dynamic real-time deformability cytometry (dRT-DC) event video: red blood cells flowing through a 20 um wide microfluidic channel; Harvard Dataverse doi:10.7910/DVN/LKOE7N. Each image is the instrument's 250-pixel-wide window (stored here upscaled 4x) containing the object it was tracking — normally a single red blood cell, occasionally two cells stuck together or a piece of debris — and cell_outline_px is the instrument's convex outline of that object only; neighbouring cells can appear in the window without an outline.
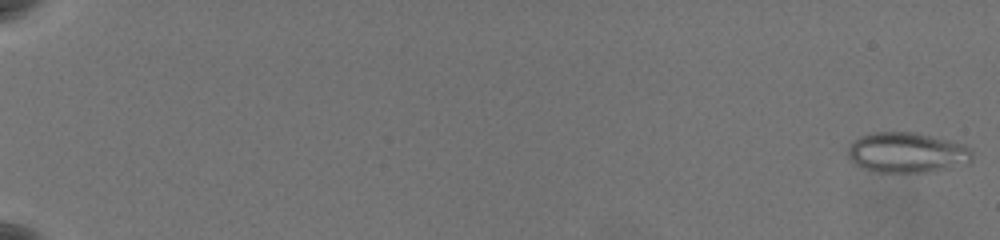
{"species": "common noctule bat (a hibernating species)", "species_latin": "Nyctalus noctula", "temperature_condition": "warm", "stored_images_in_passage": 62, "camera_frame_rate_fps": 3000, "um_per_image_px": 0.085, "animal": {"sex": "female", "body_mass_g": 19.5, "forearm_length_mm": 54.1}, "frame": {"image": 1, "passage_image": 1, "time_ms": 0.0, "image_size_px": [1000, 240], "cell_outline_px": [[972, 160], [968, 164], [928, 172], [876, 172], [852, 164], [848, 160], [848, 148], [860, 136], [872, 132], [916, 132], [964, 144], [972, 148]], "centroid_in_image_um": [77.1, 12.97], "position_along_channel_um": 7.9, "area_um2": 29.48}}
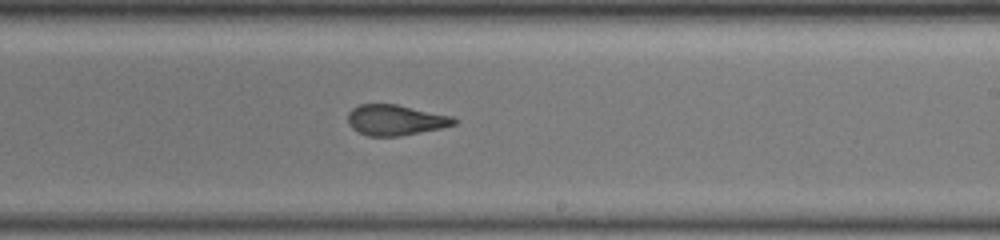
{"frame": {"image": 2, "passage_image": 41, "time_ms": 13.333, "image_size_px": [1000, 240], "cell_outline_px": [[460, 120], [456, 124], [440, 128], [400, 136], [368, 136], [352, 128], [348, 124], [348, 112], [352, 108], [360, 104], [396, 104], [452, 116]], "centroid_in_image_um": [33.62, 10.2], "position_along_channel_um": 255.4, "area_um2": 18.9}}
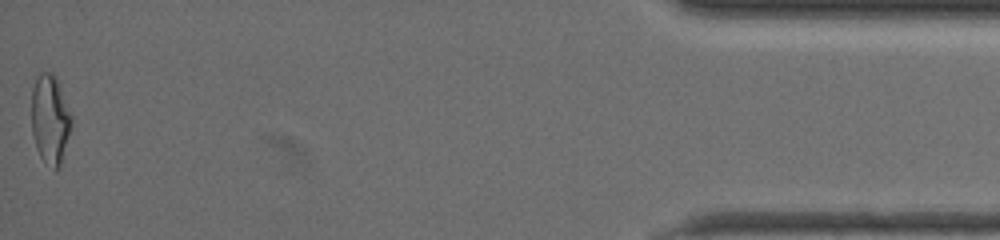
{"frame": {"image": 3, "passage_image": 62, "time_ms": 20.333, "image_size_px": [1000, 240], "cell_outline_px": [[72, 124], [60, 168], [56, 172], [40, 156], [36, 148], [32, 132], [32, 88], [36, 76], [40, 72], [52, 72], [56, 76], [72, 116]], "centroid_in_image_um": [4.27, 10.13], "position_along_channel_um": 430.9, "area_um2": 20.98}, "authors_computed_cell_mechanics": {"area_um2": 20.3745, "velocity_mm_per_s": 3.5989, "shape_relaxation_time_tau1_ms": null, "shape_relaxation_time_tau2_ms": 1.5603, "deformation_change_tau1": null, "deformation_change_tau2": 0.0897}}